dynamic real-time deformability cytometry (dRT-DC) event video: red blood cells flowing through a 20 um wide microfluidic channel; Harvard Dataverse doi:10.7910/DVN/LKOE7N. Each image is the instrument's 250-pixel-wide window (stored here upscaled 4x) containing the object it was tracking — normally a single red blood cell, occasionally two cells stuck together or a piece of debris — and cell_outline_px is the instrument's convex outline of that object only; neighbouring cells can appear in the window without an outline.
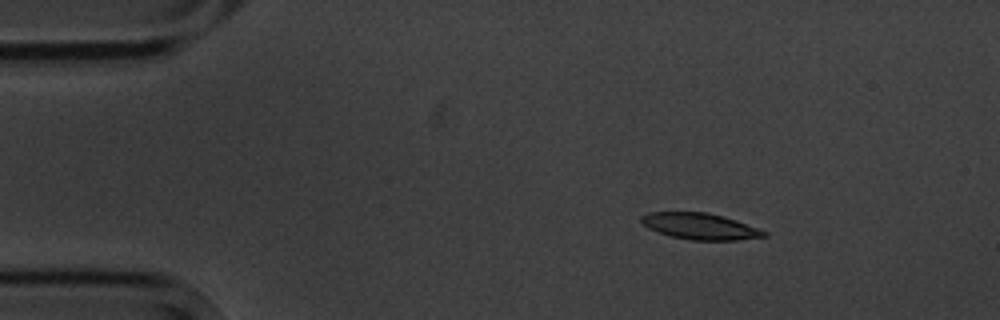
{"species": "common noctule bat (a hibernating species)", "species_latin": "Nyctalus noctula", "temperature_condition": "cold", "stored_images_in_passage": 3, "camera_frame_rate_fps": 3000, "um_per_image_px": 0.085, "animal": {"sex": "male", "body_mass_g": 20.1, "forearm_length_mm": 53.5}, "frame": {"image": 1, "passage_image": 1, "time_ms": 0.0, "image_size_px": [1000, 320], "cell_outline_px": [[768, 236], [736, 240], [692, 240], [672, 236], [656, 232], [648, 228], [640, 220], [640, 216], [648, 212], [708, 212], [724, 216], [736, 220], [768, 232]], "centroid_in_image_um": [59.5, 19.23], "position_along_channel_um": 25.5, "area_um2": 18.84}}